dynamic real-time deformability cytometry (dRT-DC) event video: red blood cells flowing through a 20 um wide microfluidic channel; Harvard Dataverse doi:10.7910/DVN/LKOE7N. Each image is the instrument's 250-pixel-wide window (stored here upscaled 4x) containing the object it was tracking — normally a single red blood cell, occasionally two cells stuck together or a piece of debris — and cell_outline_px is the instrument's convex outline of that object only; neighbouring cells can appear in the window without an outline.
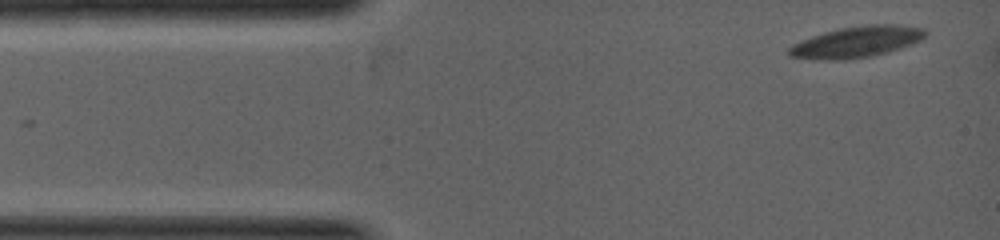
{"species": "common noctule bat (a hibernating species)", "species_latin": "Nyctalus noctula", "temperature_condition": "warm", "stored_images_in_passage": 6, "camera_frame_rate_fps": 5000, "um_per_image_px": 0.085, "animal": {"sex": "female", "body_mass_g": 19.0, "forearm_length_mm": 53.3}, "frame": {"image": 1, "passage_image": 1, "time_ms": 0.0, "image_size_px": [1000, 240], "cell_outline_px": [[928, 32], [920, 40], [912, 44], [888, 52], [868, 56], [844, 60], [820, 60], [788, 56], [788, 48], [792, 44], [800, 40], [824, 32], [840, 28], [868, 24], [896, 24], [924, 28]], "centroid_in_image_um": [72.79, 3.56], "position_along_channel_um": 12.2, "area_um2": 24.8}}